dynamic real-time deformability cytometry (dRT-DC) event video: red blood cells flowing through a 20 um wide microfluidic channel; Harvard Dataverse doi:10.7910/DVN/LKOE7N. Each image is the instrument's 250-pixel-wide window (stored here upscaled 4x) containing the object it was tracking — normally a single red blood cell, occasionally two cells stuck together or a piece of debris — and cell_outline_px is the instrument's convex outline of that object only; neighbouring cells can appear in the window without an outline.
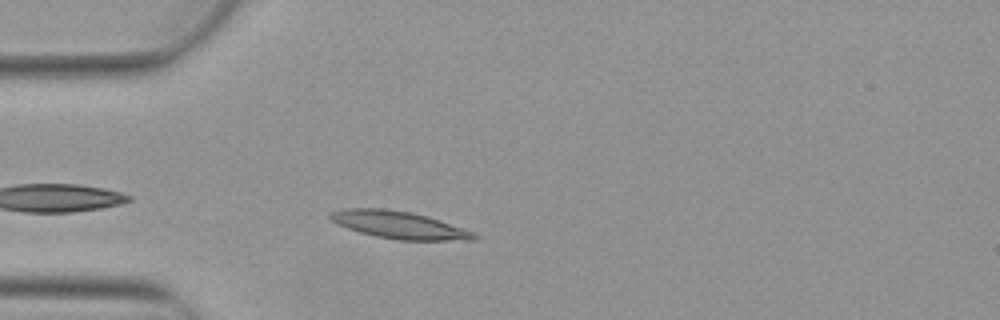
{"species": "Egyptian fruit bat (a non-hibernating species)", "species_latin": "Rousettus aegyptiacus", "temperature_condition": "warm", "stored_images_in_passage": 3, "camera_frame_rate_fps": 3000, "um_per_image_px": 0.085, "animal": {"sex": "female"}, "frame": {"image": 1, "passage_image": 3, "time_ms": 0.667, "image_size_px": [1000, 320], "cell_outline_px": [[480, 236], [476, 240], [400, 240], [376, 236], [360, 232], [336, 224], [328, 216], [328, 212], [344, 208], [384, 208], [412, 212], [428, 216], [476, 232]], "centroid_in_image_um": [33.94, 19.11], "position_along_channel_um": 51.1, "area_um2": 23.18}}